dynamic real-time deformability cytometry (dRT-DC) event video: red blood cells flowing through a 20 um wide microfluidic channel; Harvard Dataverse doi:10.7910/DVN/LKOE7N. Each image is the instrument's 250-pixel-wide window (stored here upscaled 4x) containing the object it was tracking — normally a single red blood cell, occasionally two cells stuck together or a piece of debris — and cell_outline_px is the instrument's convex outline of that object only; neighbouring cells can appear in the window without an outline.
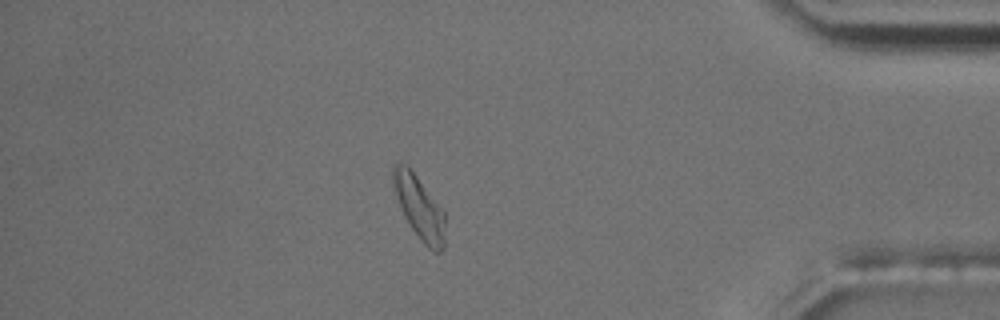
{"species": "common noctule bat (a hibernating species)", "species_latin": "Nyctalus noctula", "temperature_condition": "room temperature", "stored_images_in_passage": 51, "camera_frame_rate_fps": 3000, "um_per_image_px": 0.085, "animal": {"sex": "male", "body_mass_g": 17.5, "forearm_length_mm": 52.3}, "frame": {"image": 1, "passage_image": 44, "time_ms": 14.333, "image_size_px": [1000, 320], "cell_outline_px": [[444, 248], [440, 252], [436, 252], [428, 248], [420, 240], [404, 216], [400, 208], [392, 184], [392, 164], [396, 160], [400, 160], [408, 164], [444, 212]], "centroid_in_image_um": [35.59, 17.56], "position_along_channel_um": 399.6, "area_um2": 19.31}, "authors_computed_cell_mechanics": {"area_um2": 16.762, "velocity_mm_per_s": 3.6438, "shape_relaxation_time_tau1_ms": 2.9271, "shape_relaxation_time_tau2_ms": 2.1549, "deformation_change_tau1": 0.1397, "deformation_change_tau2": 0.0802}}